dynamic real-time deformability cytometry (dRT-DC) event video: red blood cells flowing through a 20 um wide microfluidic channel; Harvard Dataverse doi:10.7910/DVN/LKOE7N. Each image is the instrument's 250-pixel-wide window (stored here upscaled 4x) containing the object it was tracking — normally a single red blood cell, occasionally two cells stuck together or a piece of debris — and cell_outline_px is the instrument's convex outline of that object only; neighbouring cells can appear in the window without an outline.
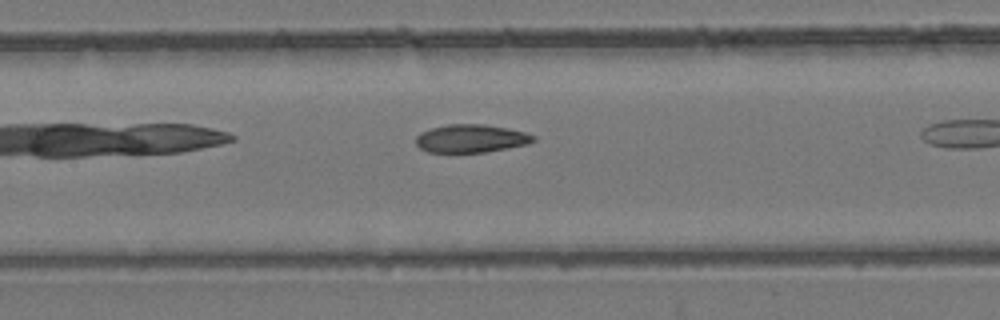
{"species": "common noctule bat (a hibernating species)", "species_latin": "Nyctalus noctula", "temperature_condition": "room temperature", "stored_images_in_passage": 14, "camera_frame_rate_fps": 3000, "um_per_image_px": 0.085, "animal": {"sex": "female", "body_mass_g": 24.6, "forearm_length_mm": 56.2}, "frame": {"image": 1, "passage_image": 7, "time_ms": 2.0, "image_size_px": [1000, 320], "cell_outline_px": [[536, 140], [528, 144], [484, 152], [428, 152], [420, 148], [416, 144], [416, 136], [420, 132], [432, 128], [448, 124], [484, 124], [508, 128], [524, 132], [536, 136]], "centroid_in_image_um": [40.04, 11.77], "position_along_channel_um": 167.4, "area_um2": 19.19}}
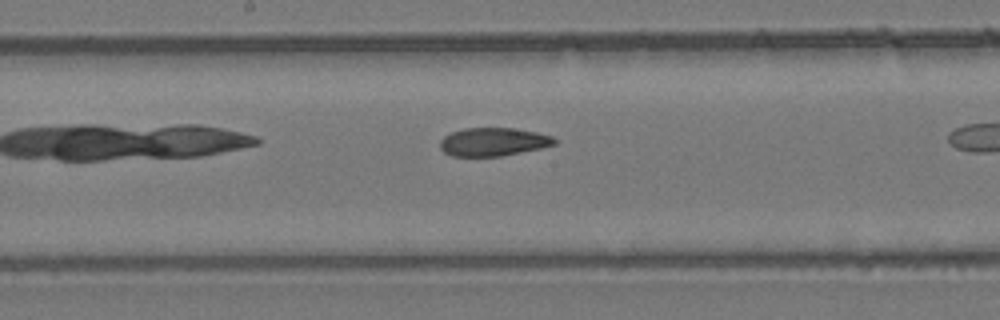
{"frame": {"image": 2, "passage_image": 10, "time_ms": 3.0, "image_size_px": [1000, 320], "cell_outline_px": [[556, 144], [540, 148], [500, 156], [452, 156], [444, 152], [440, 148], [440, 140], [444, 136], [452, 132], [464, 128], [512, 128], [536, 132], [552, 136], [556, 140]], "centroid_in_image_um": [41.9, 12.05], "position_along_channel_um": 206.3, "area_um2": 18.73}}